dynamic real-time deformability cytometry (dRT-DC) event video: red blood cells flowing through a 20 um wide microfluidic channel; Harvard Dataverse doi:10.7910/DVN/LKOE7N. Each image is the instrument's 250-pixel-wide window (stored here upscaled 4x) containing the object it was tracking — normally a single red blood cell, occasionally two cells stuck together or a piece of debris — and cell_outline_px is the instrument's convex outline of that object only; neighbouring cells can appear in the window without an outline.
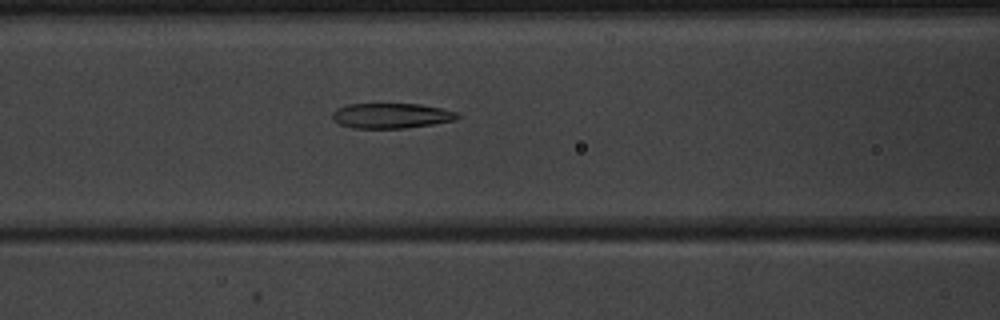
{"species": "common noctule bat (a hibernating species)", "species_latin": "Nyctalus noctula", "temperature_condition": "warm", "stored_images_in_passage": 46, "camera_frame_rate_fps": 3000, "um_per_image_px": 0.085, "animal": {"sex": "male", "body_mass_g": 20.1, "forearm_length_mm": 53.5}, "frame": {"image": 1, "passage_image": 16, "time_ms": 5.0, "image_size_px": [1000, 320], "cell_outline_px": [[460, 116], [456, 120], [432, 124], [404, 128], [352, 128], [340, 124], [332, 120], [332, 112], [336, 108], [348, 104], [420, 104], [440, 108], [456, 112]], "centroid_in_image_um": [33.22, 9.83], "position_along_channel_um": 133.4, "area_um2": 18.32}}
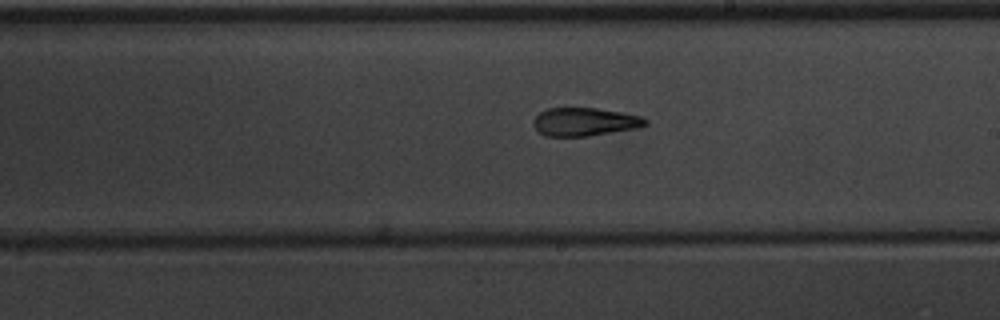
{"frame": {"image": 2, "passage_image": 24, "time_ms": 7.667, "image_size_px": [1000, 320], "cell_outline_px": [[648, 124], [636, 128], [588, 136], [544, 136], [532, 124], [536, 116], [540, 112], [548, 108], [596, 108], [620, 112], [640, 116], [648, 120]], "centroid_in_image_um": [49.69, 10.35], "position_along_channel_um": 239.3, "area_um2": 18.26}}
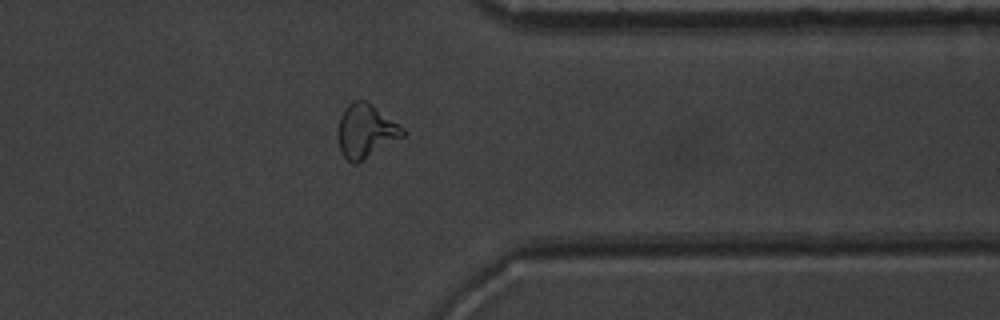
{"frame": {"image": 3, "passage_image": 35, "time_ms": 11.333, "image_size_px": [1000, 320], "cell_outline_px": [[408, 132], [404, 136], [356, 164], [352, 164], [340, 152], [340, 116], [344, 108], [352, 100], [364, 100], [372, 104], [404, 128]], "centroid_in_image_um": [31.12, 11.13], "position_along_channel_um": 380.3, "area_um2": 19.94}, "authors_computed_cell_mechanics": {"area_um2": 19.2185, "velocity_mm_per_s": 3.981, "shape_relaxation_time_tau1_ms": null, "shape_relaxation_time_tau2_ms": 2.8693, "deformation_change_tau1": null, "deformation_change_tau2": 0.1124}}